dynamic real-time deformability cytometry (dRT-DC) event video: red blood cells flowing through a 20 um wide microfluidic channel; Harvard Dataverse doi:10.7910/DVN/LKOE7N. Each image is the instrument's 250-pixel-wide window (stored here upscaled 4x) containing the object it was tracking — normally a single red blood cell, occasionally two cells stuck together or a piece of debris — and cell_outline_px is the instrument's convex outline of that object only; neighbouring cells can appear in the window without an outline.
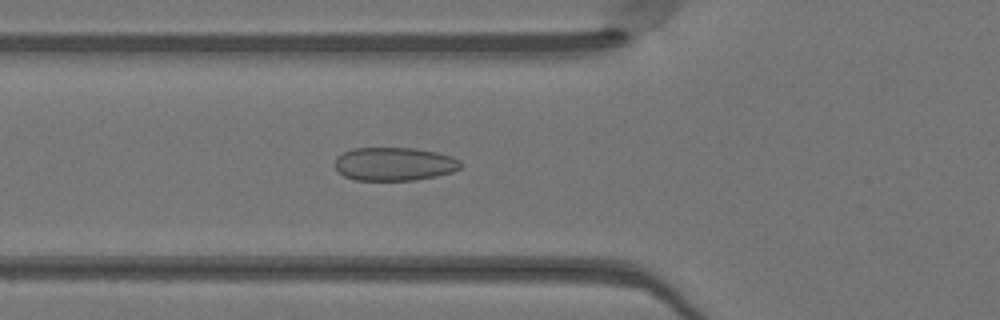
{"species": "Egyptian fruit bat (a non-hibernating species)", "species_latin": "Rousettus aegyptiacus", "temperature_condition": "warm", "stored_images_in_passage": 44, "camera_frame_rate_fps": 3000, "um_per_image_px": 0.085, "animal": {"sex": "female"}, "frame": {"image": 1, "passage_image": 13, "time_ms": 4.0, "image_size_px": [1000, 320], "cell_outline_px": [[460, 168], [452, 172], [436, 176], [416, 180], [356, 180], [344, 176], [332, 164], [336, 156], [352, 148], [416, 148], [436, 152], [452, 156], [460, 160]], "centroid_in_image_um": [33.49, 13.93], "position_along_channel_um": 92.3, "area_um2": 24.62}}
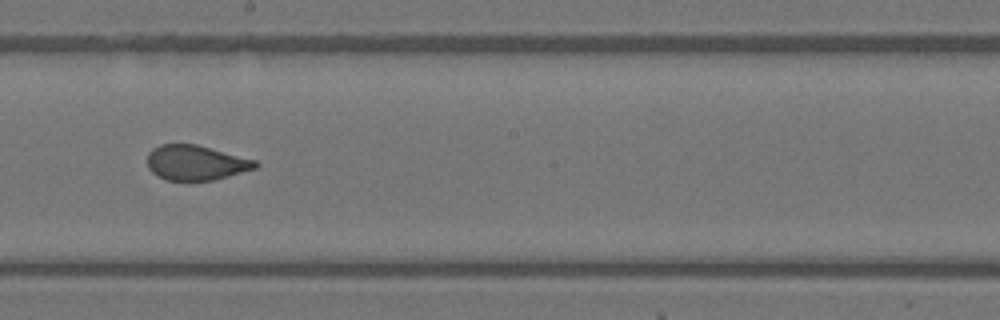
{"frame": {"image": 2, "passage_image": 23, "time_ms": 7.333, "image_size_px": [1000, 320], "cell_outline_px": [[260, 164], [256, 168], [228, 176], [212, 180], [168, 180], [156, 176], [148, 168], [148, 152], [152, 148], [160, 144], [196, 144], [256, 160]], "centroid_in_image_um": [16.63, 13.82], "position_along_channel_um": 231.6, "area_um2": 21.96}}
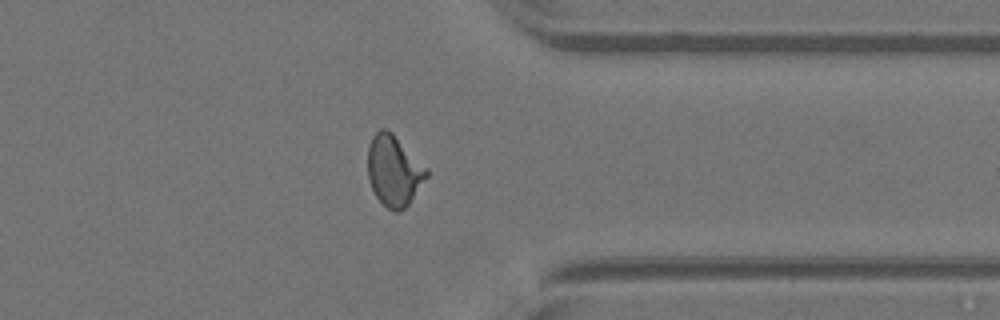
{"frame": {"image": 3, "passage_image": 34, "time_ms": 11.0, "image_size_px": [1000, 320], "cell_outline_px": [[428, 176], [408, 204], [404, 208], [396, 212], [388, 208], [376, 196], [368, 180], [368, 144], [372, 136], [380, 128], [384, 128], [392, 132], [428, 168]], "centroid_in_image_um": [33.48, 14.47], "position_along_channel_um": 377.9, "area_um2": 24.16}, "authors_computed_cell_mechanics": {"area_um2": 23.5246, "velocity_mm_per_s": 4.1583, "shape_relaxation_time_tau1_ms": null, "shape_relaxation_time_tau2_ms": 0.5179, "deformation_change_tau1": null, "deformation_change_tau2": 0.0652}}